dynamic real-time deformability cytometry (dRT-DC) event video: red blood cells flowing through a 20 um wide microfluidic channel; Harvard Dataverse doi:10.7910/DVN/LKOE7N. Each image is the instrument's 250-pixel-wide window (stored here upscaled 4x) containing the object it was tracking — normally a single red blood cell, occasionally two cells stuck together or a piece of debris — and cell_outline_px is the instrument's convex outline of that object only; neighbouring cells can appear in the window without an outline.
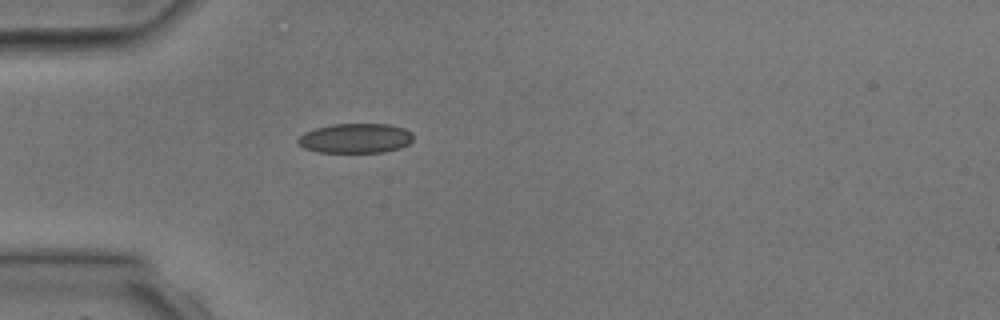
{"species": "common noctule bat (a hibernating species)", "species_latin": "Nyctalus noctula", "temperature_condition": "room temperature", "stored_images_in_passage": 4, "camera_frame_rate_fps": 3000, "um_per_image_px": 0.085, "animal": {"sex": "male", "body_mass_g": 17.9, "forearm_length_mm": 54.2}, "frame": {"image": 1, "passage_image": 4, "time_ms": 4.0, "image_size_px": [1000, 320], "cell_outline_px": [[412, 140], [408, 144], [400, 148], [384, 152], [316, 152], [304, 148], [296, 140], [304, 132], [316, 128], [332, 124], [388, 124], [404, 128], [412, 132]], "centroid_in_image_um": [30.22, 11.75], "position_along_channel_um": 54.8, "area_um2": 19.94}}